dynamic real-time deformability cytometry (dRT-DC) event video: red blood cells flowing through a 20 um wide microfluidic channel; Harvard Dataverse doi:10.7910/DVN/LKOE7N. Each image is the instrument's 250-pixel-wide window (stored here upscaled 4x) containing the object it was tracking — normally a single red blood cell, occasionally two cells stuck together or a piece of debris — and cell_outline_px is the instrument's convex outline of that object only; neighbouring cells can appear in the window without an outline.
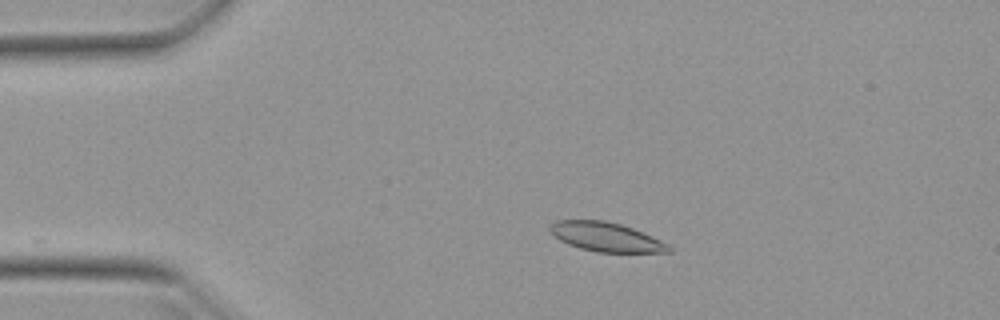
{"species": "Egyptian fruit bat (a non-hibernating species)", "species_latin": "Rousettus aegyptiacus", "temperature_condition": "warm", "stored_images_in_passage": 28, "camera_frame_rate_fps": 3000, "um_per_image_px": 0.085, "animal": {"sex": "female"}, "frame": {"image": 1, "passage_image": 1, "time_ms": 0.0, "image_size_px": [1000, 320], "cell_outline_px": [[672, 252], [596, 252], [580, 248], [568, 244], [560, 240], [548, 228], [556, 220], [604, 220], [620, 224], [632, 228], [660, 240], [668, 244], [672, 248]], "centroid_in_image_um": [51.52, 20.14], "position_along_channel_um": 33.5, "area_um2": 19.94}}
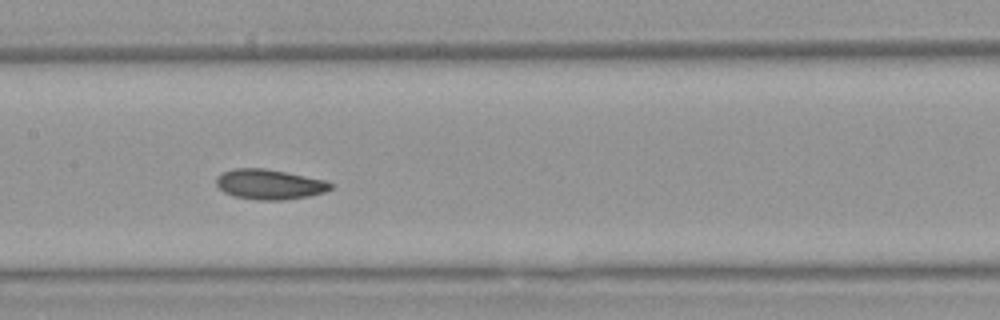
{"frame": {"image": 2, "passage_image": 16, "time_ms": 5.0, "image_size_px": [1000, 320], "cell_outline_px": [[332, 188], [324, 192], [308, 196], [284, 200], [256, 200], [236, 196], [224, 192], [216, 184], [216, 176], [224, 172], [236, 168], [264, 168], [328, 180], [332, 184]], "centroid_in_image_um": [22.92, 15.66], "position_along_channel_um": 184.5, "area_um2": 20.0}}
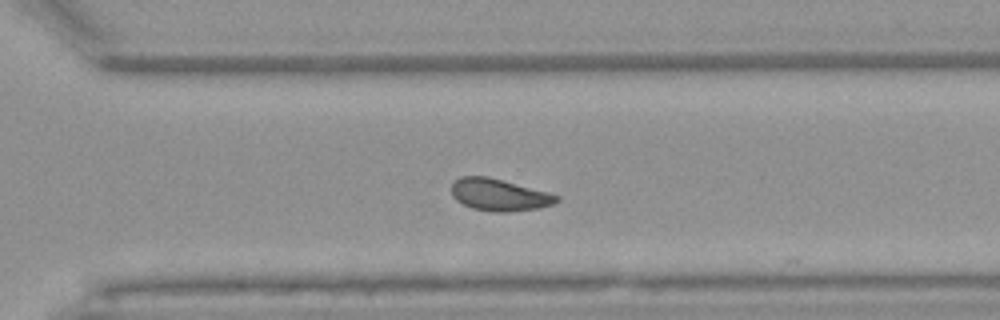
{"frame": {"image": 3, "passage_image": 27, "time_ms": 8.667, "image_size_px": [1000, 320], "cell_outline_px": [[560, 200], [552, 204], [536, 208], [508, 212], [492, 212], [472, 208], [456, 200], [452, 196], [452, 180], [460, 176], [488, 176], [548, 192], [560, 196]], "centroid_in_image_um": [42.4, 16.55], "position_along_channel_um": 328.2, "area_um2": 19.65}}